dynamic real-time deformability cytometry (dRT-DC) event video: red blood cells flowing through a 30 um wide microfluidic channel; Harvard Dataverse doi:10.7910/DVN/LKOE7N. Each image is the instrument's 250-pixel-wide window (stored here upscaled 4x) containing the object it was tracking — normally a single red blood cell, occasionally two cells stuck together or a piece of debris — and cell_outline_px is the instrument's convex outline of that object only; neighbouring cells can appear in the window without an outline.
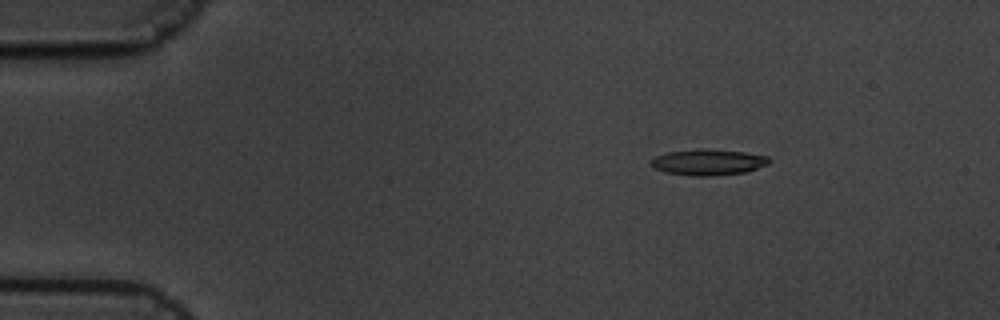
{"species": "common noctule bat (a hibernating species)", "species_latin": "Nyctalus noctula", "temperature_condition": "cold", "stored_images_in_passage": 5, "camera_frame_rate_fps": 3000, "um_per_image_px": 0.085, "animal": {"sex": "male", "body_mass_g": 19.5, "forearm_length_mm": 54.6}, "frame": {"image": 1, "passage_image": 3, "time_ms": 0.667, "image_size_px": [1000, 320], "cell_outline_px": [[768, 164], [744, 172], [708, 176], [692, 176], [664, 172], [656, 168], [652, 164], [652, 160], [656, 156], [668, 152], [704, 148], [744, 152], [768, 156]], "centroid_in_image_um": [60.19, 13.78], "position_along_channel_um": 24.8, "area_um2": 17.57}}
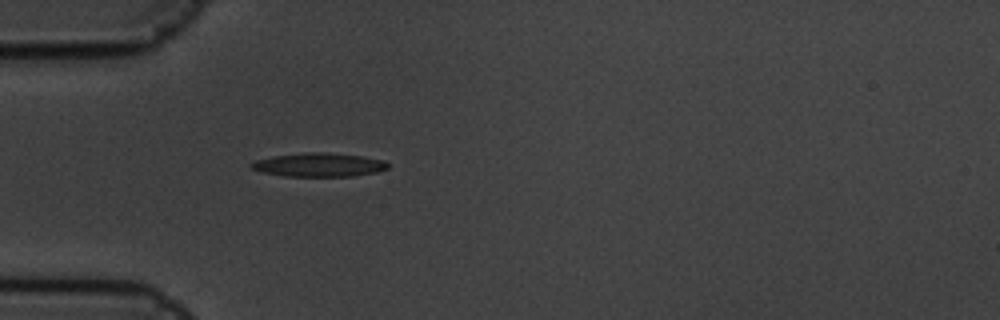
{"frame": {"image": 2, "passage_image": 5, "time_ms": 1.333, "image_size_px": [1000, 320], "cell_outline_px": [[388, 168], [376, 172], [352, 176], [284, 176], [264, 172], [252, 168], [248, 164], [256, 160], [272, 156], [304, 152], [328, 152], [364, 156], [384, 160], [388, 164]], "centroid_in_image_um": [27.12, 14.0], "position_along_channel_um": 57.9, "area_um2": 18.9}}